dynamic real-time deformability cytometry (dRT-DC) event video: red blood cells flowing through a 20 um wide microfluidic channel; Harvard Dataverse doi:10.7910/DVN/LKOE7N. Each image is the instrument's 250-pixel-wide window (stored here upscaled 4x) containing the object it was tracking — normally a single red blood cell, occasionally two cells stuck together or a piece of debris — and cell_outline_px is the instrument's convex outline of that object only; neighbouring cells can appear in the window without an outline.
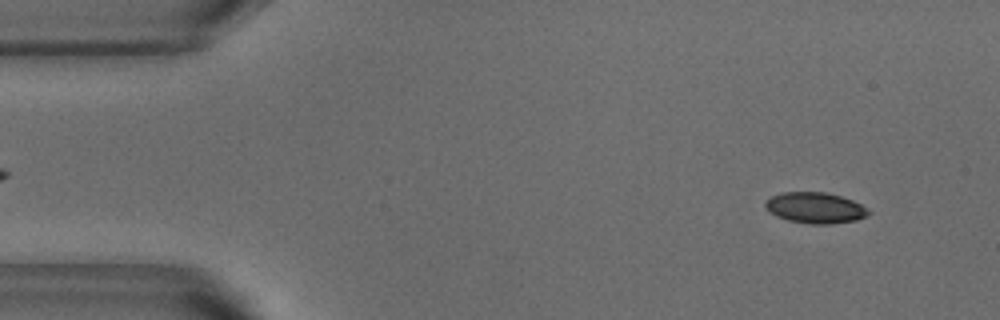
{"species": "common noctule bat (a hibernating species)", "species_latin": "Nyctalus noctula", "temperature_condition": "warm", "stored_images_in_passage": 51, "camera_frame_rate_fps": 3000, "um_per_image_px": 0.085, "animal": {"sex": "male", "body_mass_g": 18.8}, "frame": {"image": 1, "passage_image": 4, "time_ms": 1.0, "image_size_px": [1000, 320], "cell_outline_px": [[872, 212], [868, 216], [856, 220], [832, 224], [812, 224], [788, 220], [776, 216], [768, 212], [764, 204], [764, 200], [780, 192], [824, 192], [840, 196], [852, 200], [860, 204]], "centroid_in_image_um": [69.27, 17.67], "position_along_channel_um": 15.7, "area_um2": 18.73}}
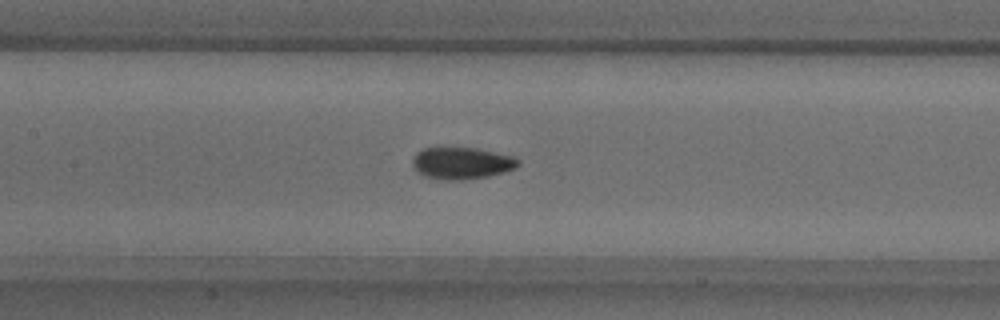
{"frame": {"image": 2, "passage_image": 23, "time_ms": 7.333, "image_size_px": [1000, 320], "cell_outline_px": [[520, 164], [516, 168], [504, 172], [488, 176], [464, 180], [444, 180], [424, 176], [416, 172], [412, 164], [412, 160], [416, 152], [424, 148], [436, 144], [440, 144], [476, 148], [512, 156], [520, 160]], "centroid_in_image_um": [39.18, 13.82], "position_along_channel_um": 168.2, "area_um2": 20.52}}
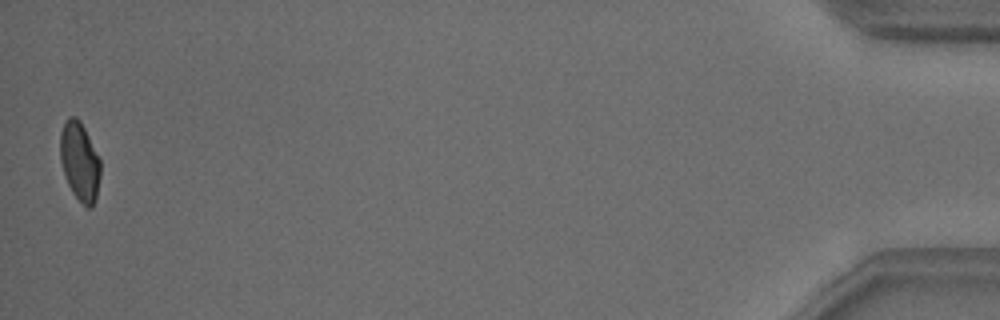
{"frame": {"image": 3, "passage_image": 51, "time_ms": 16.667, "image_size_px": [1000, 320], "cell_outline_px": [[100, 176], [96, 200], [92, 208], [88, 208], [72, 192], [68, 184], [60, 160], [60, 132], [68, 116], [76, 116], [80, 120], [100, 160]], "centroid_in_image_um": [6.77, 13.72], "position_along_channel_um": 428.4, "area_um2": 18.32}, "authors_computed_cell_mechanics": {"area_um2": 19.0162, "velocity_mm_per_s": 3.8302, "shape_relaxation_time_tau1_ms": 5.6191, "shape_relaxation_time_tau2_ms": 1.3599, "deformation_change_tau1": 0.1516, "deformation_change_tau2": 0.0446}}